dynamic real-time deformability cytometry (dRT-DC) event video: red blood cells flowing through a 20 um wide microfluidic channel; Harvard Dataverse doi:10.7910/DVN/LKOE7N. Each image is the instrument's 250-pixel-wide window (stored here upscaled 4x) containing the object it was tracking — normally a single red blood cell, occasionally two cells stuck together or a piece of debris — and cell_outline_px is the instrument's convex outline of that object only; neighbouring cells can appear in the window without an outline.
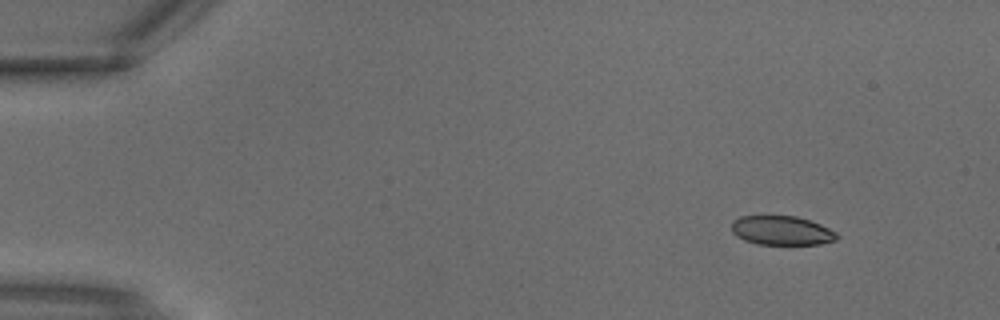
{"species": "common noctule bat (a hibernating species)", "species_latin": "Nyctalus noctula", "temperature_condition": "warm", "stored_images_in_passage": 3, "segment_of_instrument_passage": [2, 2], "camera_frame_rate_fps": 3000, "um_per_image_px": 0.085, "animal": {"sex": "male", "body_mass_g": 18.8}, "frame": {"image": 1, "passage_image": 3, "time_ms": 0.667, "image_size_px": [1000, 320], "cell_outline_px": [[840, 236], [836, 240], [820, 244], [756, 244], [744, 240], [736, 236], [732, 232], [732, 220], [740, 216], [796, 216], [820, 224], [836, 232]], "centroid_in_image_um": [66.43, 19.59], "position_along_channel_um": 18.6, "area_um2": 17.92}}